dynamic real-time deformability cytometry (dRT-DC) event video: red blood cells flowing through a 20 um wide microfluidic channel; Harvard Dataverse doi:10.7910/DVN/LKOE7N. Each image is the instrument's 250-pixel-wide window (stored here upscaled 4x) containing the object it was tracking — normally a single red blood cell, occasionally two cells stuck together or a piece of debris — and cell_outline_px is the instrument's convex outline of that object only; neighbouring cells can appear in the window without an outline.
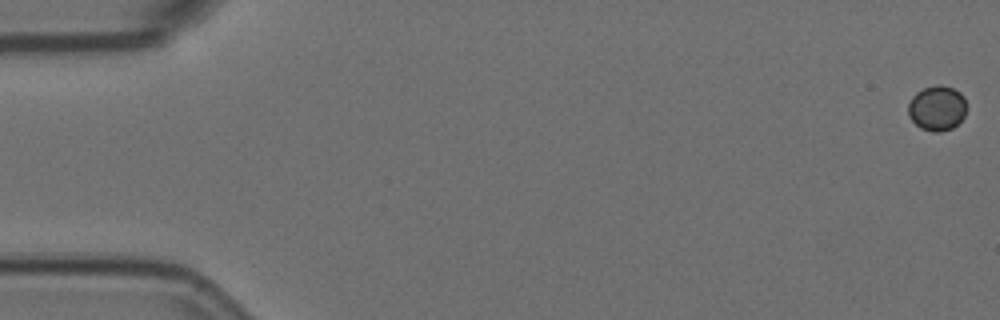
{"species": "Egyptian fruit bat (a non-hibernating species)", "species_latin": "Rousettus aegyptiacus", "temperature_condition": "room temperature", "stored_images_in_passage": 21, "camera_frame_rate_fps": 3000, "um_per_image_px": 0.085, "animal": {"sex": "female"}, "frame": {"image": 1, "passage_image": 1, "time_ms": 0.0, "image_size_px": [1000, 320], "cell_outline_px": [[964, 116], [952, 128], [940, 132], [932, 132], [920, 128], [908, 116], [908, 104], [912, 96], [916, 92], [924, 88], [936, 84], [940, 84], [952, 88], [960, 92], [964, 96]], "centroid_in_image_um": [79.61, 9.18], "position_along_channel_um": 5.4, "area_um2": 15.26}}
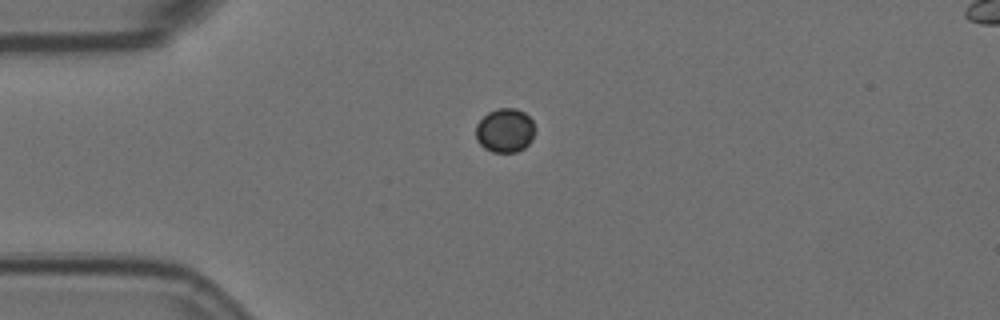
{"frame": {"image": 2, "passage_image": 15, "time_ms": 4.667, "image_size_px": [1000, 320], "cell_outline_px": [[536, 128], [532, 140], [524, 148], [516, 152], [492, 152], [484, 148], [476, 140], [476, 124], [488, 112], [500, 108], [516, 108], [524, 112], [532, 120]], "centroid_in_image_um": [42.94, 11.09], "position_along_channel_um": 42.1, "area_um2": 15.32}}
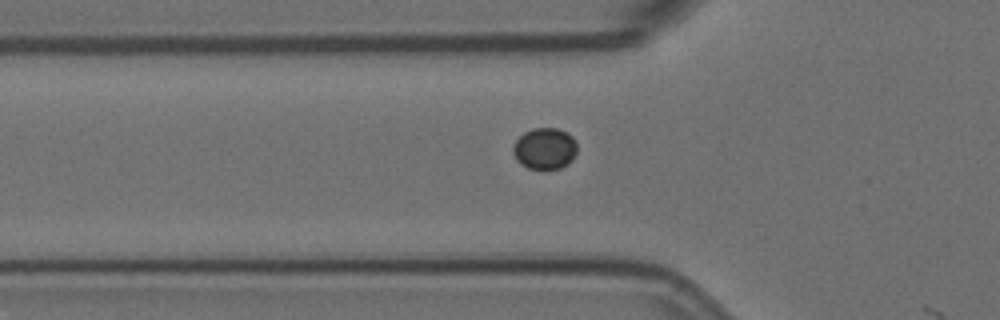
{"frame": {"image": 3, "passage_image": 20, "time_ms": 6.333, "image_size_px": [1000, 320], "cell_outline_px": [[576, 152], [572, 160], [568, 164], [560, 168], [548, 172], [544, 172], [528, 168], [520, 164], [516, 160], [512, 152], [512, 148], [516, 140], [524, 132], [532, 128], [556, 128], [568, 132], [576, 140]], "centroid_in_image_um": [46.3, 12.67], "position_along_channel_um": 79.5, "area_um2": 16.07}}